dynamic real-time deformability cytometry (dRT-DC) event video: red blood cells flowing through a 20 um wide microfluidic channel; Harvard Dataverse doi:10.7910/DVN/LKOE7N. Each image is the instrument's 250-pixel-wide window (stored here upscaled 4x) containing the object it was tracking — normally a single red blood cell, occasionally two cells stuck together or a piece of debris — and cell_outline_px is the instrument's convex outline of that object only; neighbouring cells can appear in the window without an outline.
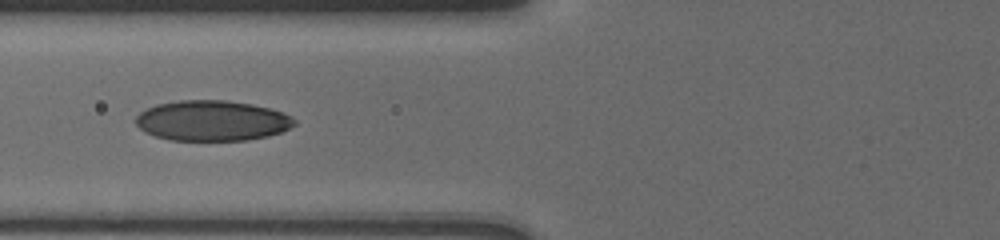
{"species": "human", "species_latin": "Homo sapiens", "temperature_condition": "cold", "stored_images_in_passage": 17, "camera_frame_rate_fps": 3000, "um_per_image_px": 0.085, "donor": {"sex": "male"}, "frame": {"image": 1, "passage_image": 8, "time_ms": 1.667, "image_size_px": [1000, 240], "cell_outline_px": [[296, 124], [280, 132], [268, 136], [248, 140], [172, 140], [156, 136], [144, 132], [136, 124], [136, 116], [140, 112], [156, 104], [180, 100], [228, 100], [252, 104], [268, 108], [292, 116], [296, 120]], "centroid_in_image_um": [18.02, 10.25], "position_along_channel_um": 107.8, "area_um2": 37.28}}
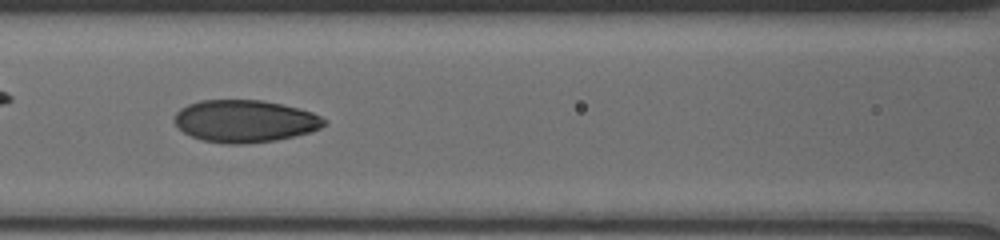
{"frame": {"image": 2, "passage_image": 12, "time_ms": 2.667, "image_size_px": [1000, 240], "cell_outline_px": [[328, 124], [312, 132], [276, 140], [244, 144], [224, 144], [204, 140], [192, 136], [184, 132], [172, 120], [172, 116], [180, 108], [188, 104], [200, 100], [260, 100], [280, 104], [312, 112], [328, 120]], "centroid_in_image_um": [20.81, 10.3], "position_along_channel_um": 145.8, "area_um2": 37.05}}
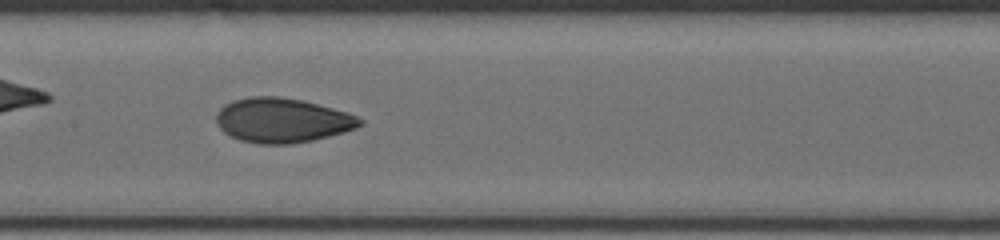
{"frame": {"image": 3, "passage_image": 16, "time_ms": 3.667, "image_size_px": [1000, 240], "cell_outline_px": [[364, 124], [356, 128], [344, 132], [312, 140], [288, 144], [256, 144], [240, 140], [228, 136], [216, 124], [216, 116], [220, 108], [224, 104], [232, 100], [252, 96], [276, 96], [300, 100], [348, 112], [364, 120]], "centroid_in_image_um": [23.96, 10.23], "position_along_channel_um": 183.4, "area_um2": 37.4}}